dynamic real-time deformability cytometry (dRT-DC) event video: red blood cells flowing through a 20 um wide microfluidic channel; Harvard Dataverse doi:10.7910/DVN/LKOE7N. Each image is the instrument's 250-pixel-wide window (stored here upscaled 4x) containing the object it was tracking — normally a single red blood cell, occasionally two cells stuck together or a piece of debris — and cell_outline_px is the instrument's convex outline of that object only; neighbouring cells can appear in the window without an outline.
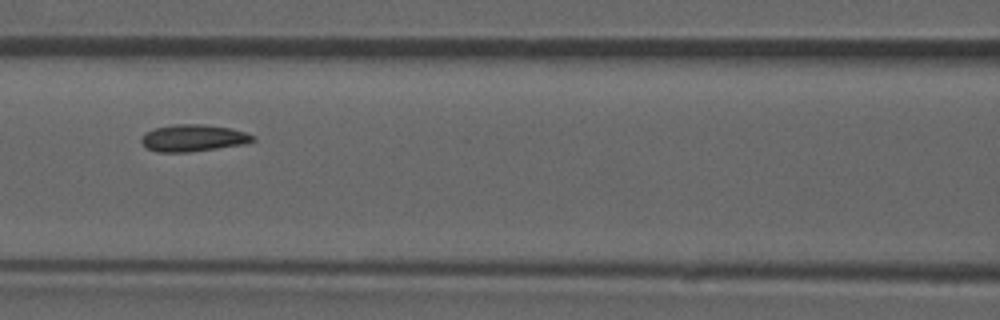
{"species": "common noctule bat (a hibernating species)", "species_latin": "Nyctalus noctula", "temperature_condition": "room temperature", "stored_images_in_passage": 42, "camera_frame_rate_fps": 3000, "um_per_image_px": 0.085, "animal": {"sex": "male", "forearm_length_mm": 52.5}, "frame": {"image": 1, "passage_image": 24, "time_ms": 7.667, "image_size_px": [1000, 320], "cell_outline_px": [[256, 140], [244, 144], [188, 152], [156, 152], [148, 148], [140, 140], [140, 136], [156, 128], [172, 124], [204, 124], [228, 128], [244, 132], [256, 136]], "centroid_in_image_um": [16.42, 11.73], "position_along_channel_um": 150.2, "area_um2": 17.34}, "authors_computed_cell_mechanics": {"area_um2": 17.3978, "velocity_mm_per_s": 3.8794, "shape_relaxation_time_tau1_ms": null, "shape_relaxation_time_tau2_ms": 2.325, "deformation_change_tau1": null, "deformation_change_tau2": 0.0806}}